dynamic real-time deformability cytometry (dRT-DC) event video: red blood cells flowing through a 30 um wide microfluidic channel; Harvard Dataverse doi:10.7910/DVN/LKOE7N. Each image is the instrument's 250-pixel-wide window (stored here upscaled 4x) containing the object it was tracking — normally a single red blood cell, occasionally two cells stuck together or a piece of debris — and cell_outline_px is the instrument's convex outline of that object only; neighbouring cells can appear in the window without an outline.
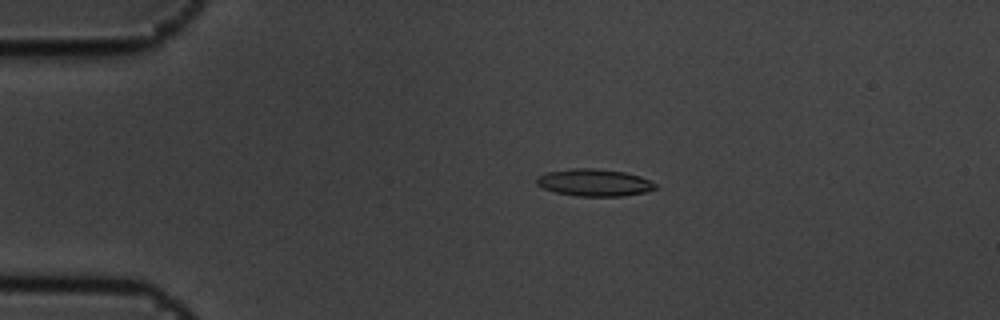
{"species": "common noctule bat (a hibernating species)", "species_latin": "Nyctalus noctula", "temperature_condition": "cold", "stored_images_in_passage": 9, "camera_frame_rate_fps": 3000, "um_per_image_px": 0.085, "animal": {"sex": "male", "body_mass_g": 19.5, "forearm_length_mm": 54.6}, "frame": {"image": 1, "passage_image": 3, "time_ms": 0.667, "image_size_px": [1000, 320], "cell_outline_px": [[656, 188], [644, 192], [624, 196], [576, 196], [556, 192], [544, 188], [536, 184], [536, 176], [548, 172], [572, 168], [592, 168], [624, 172], [640, 176], [656, 184]], "centroid_in_image_um": [50.48, 15.52], "position_along_channel_um": 34.5, "area_um2": 18.67}}
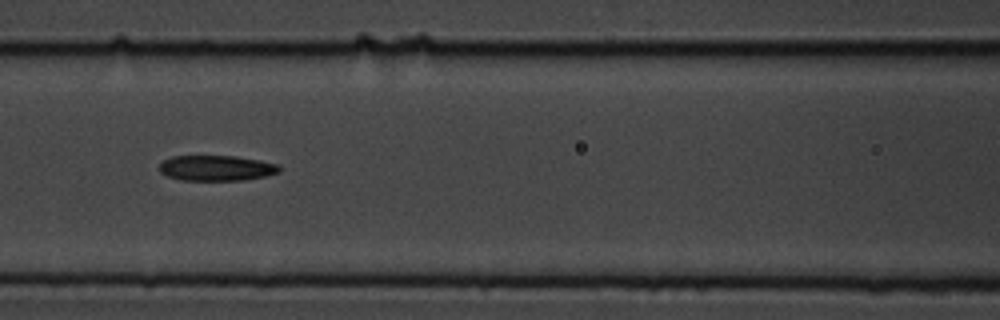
{"frame": {"image": 2, "passage_image": 7, "time_ms": 2.0, "image_size_px": [1000, 320], "cell_outline_px": [[280, 172], [264, 176], [244, 180], [180, 180], [168, 176], [160, 172], [160, 164], [164, 160], [172, 156], [236, 156], [260, 160], [280, 164]], "centroid_in_image_um": [18.42, 14.28], "position_along_channel_um": 148.2, "area_um2": 17.8}}
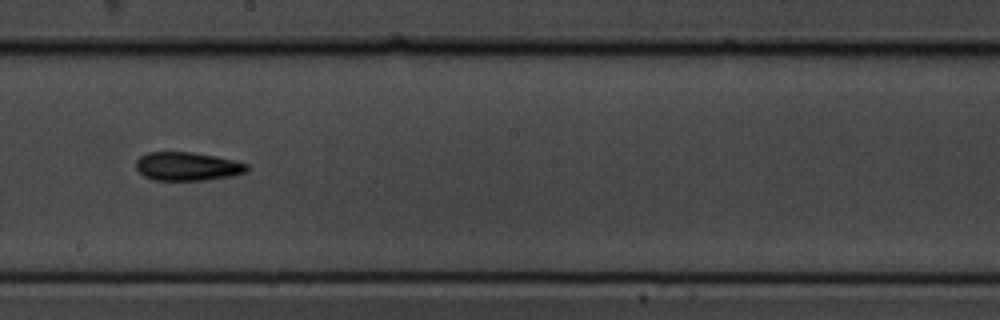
{"frame": {"image": 3, "passage_image": 9, "time_ms": 2.667, "image_size_px": [1000, 320], "cell_outline_px": [[248, 172], [232, 176], [204, 180], [152, 180], [144, 176], [136, 168], [136, 160], [140, 156], [148, 152], [192, 152], [216, 156], [248, 164]], "centroid_in_image_um": [15.92, 14.14], "position_along_channel_um": 232.3, "area_um2": 18.5}}